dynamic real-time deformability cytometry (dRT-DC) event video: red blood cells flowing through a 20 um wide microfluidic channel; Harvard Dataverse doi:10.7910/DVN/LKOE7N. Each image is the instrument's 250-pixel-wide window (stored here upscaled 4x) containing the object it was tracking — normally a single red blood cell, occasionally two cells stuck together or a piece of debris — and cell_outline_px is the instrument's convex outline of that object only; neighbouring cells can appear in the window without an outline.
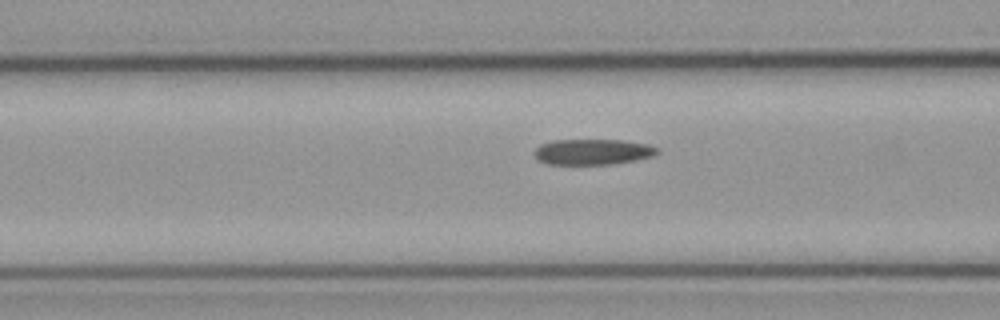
{"species": "common noctule bat (a hibernating species)", "species_latin": "Nyctalus noctula", "temperature_condition": "cold", "stored_images_in_passage": 13, "camera_frame_rate_fps": 3000, "um_per_image_px": 0.085, "animal": {"sex": "male", "body_mass_g": 23.1, "forearm_length_mm": 52.7}, "frame": {"image": 1, "passage_image": 8, "time_ms": 2.333, "image_size_px": [1000, 320], "cell_outline_px": [[660, 152], [652, 156], [612, 164], [544, 164], [536, 160], [532, 152], [540, 144], [552, 140], [624, 140], [648, 144], [660, 148]], "centroid_in_image_um": [50.33, 12.9], "position_along_channel_um": 116.3, "area_um2": 18.61}}
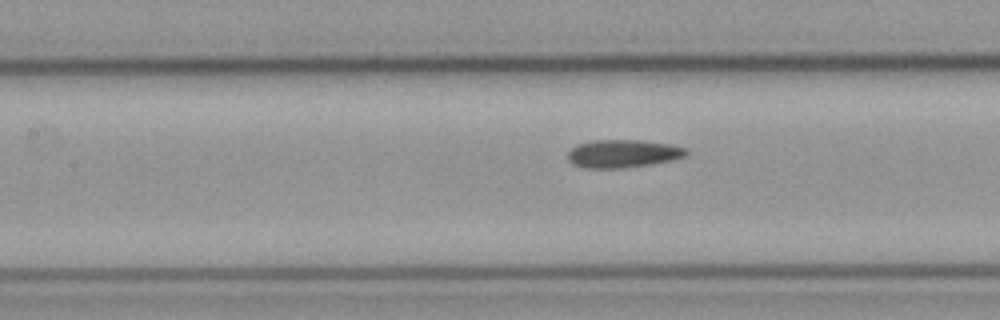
{"frame": {"image": 2, "passage_image": 11, "time_ms": 3.333, "image_size_px": [1000, 320], "cell_outline_px": [[688, 152], [684, 156], [672, 160], [648, 164], [620, 168], [584, 168], [572, 164], [568, 160], [568, 152], [576, 144], [592, 140], [640, 140], [672, 144], [688, 148]], "centroid_in_image_um": [52.93, 13.04], "position_along_channel_um": 154.5, "area_um2": 19.36}}